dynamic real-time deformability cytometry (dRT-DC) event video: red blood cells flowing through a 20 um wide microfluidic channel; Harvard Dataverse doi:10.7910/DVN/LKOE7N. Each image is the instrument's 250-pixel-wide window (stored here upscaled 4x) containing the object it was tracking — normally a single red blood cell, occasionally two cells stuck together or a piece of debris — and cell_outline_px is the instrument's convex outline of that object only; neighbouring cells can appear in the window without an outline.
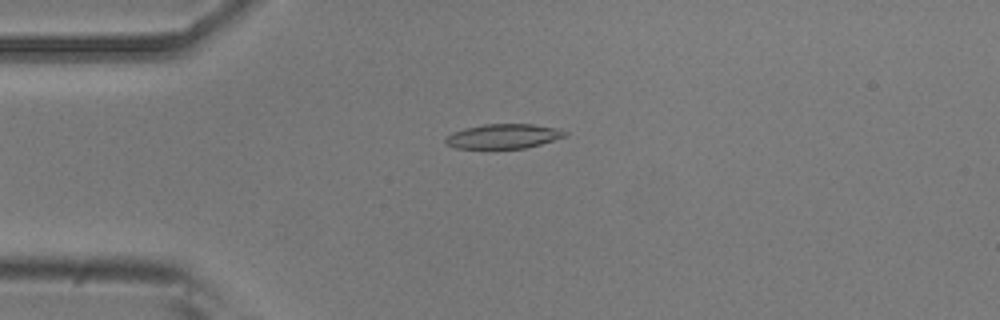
{"species": "common noctule bat (a hibernating species)", "species_latin": "Nyctalus noctula", "temperature_condition": "room temperature", "stored_images_in_passage": 52, "camera_frame_rate_fps": 3000, "um_per_image_px": 0.085, "animal": {"sex": "male", "body_mass_g": 20.5, "forearm_length_mm": 52.5}, "frame": {"image": 1, "passage_image": 12, "time_ms": 3.667, "image_size_px": [1000, 320], "cell_outline_px": [[568, 136], [540, 144], [524, 148], [456, 148], [448, 144], [444, 140], [452, 132], [464, 128], [484, 124], [532, 124], [556, 128], [568, 132]], "centroid_in_image_um": [42.81, 11.57], "position_along_channel_um": 42.2, "area_um2": 16.99}}
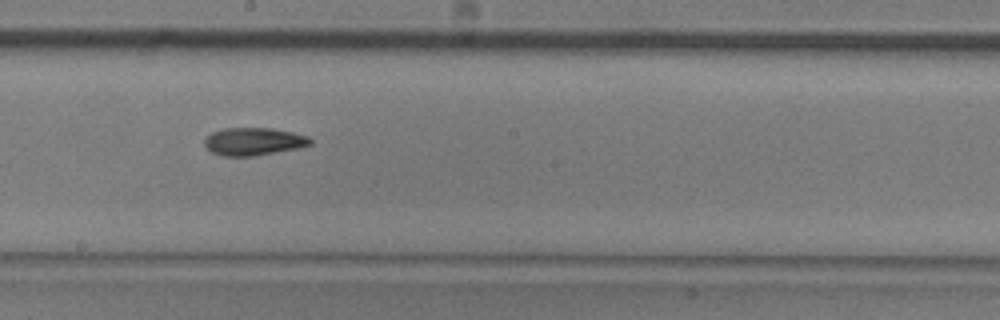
{"frame": {"image": 2, "passage_image": 28, "time_ms": 9.0, "image_size_px": [1000, 320], "cell_outline_px": [[312, 144], [296, 148], [252, 156], [224, 156], [212, 152], [204, 144], [204, 140], [212, 132], [224, 128], [272, 128], [292, 132], [308, 136], [312, 140]], "centroid_in_image_um": [21.55, 12.01], "position_along_channel_um": 226.6, "area_um2": 16.88}}
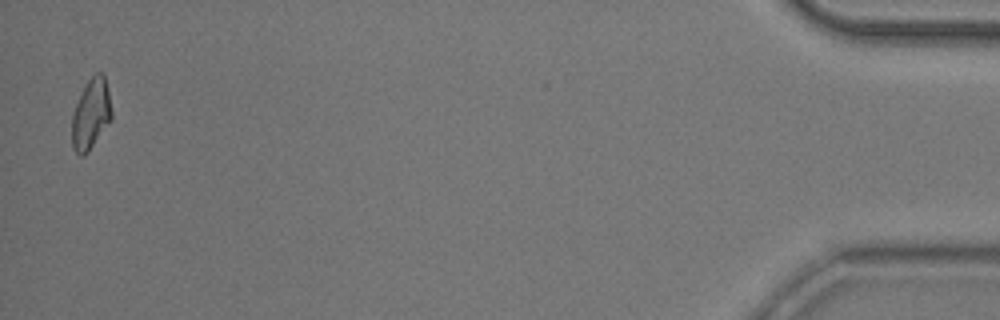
{"frame": {"image": 3, "passage_image": 51, "time_ms": 16.667, "image_size_px": [1000, 320], "cell_outline_px": [[112, 116], [88, 152], [84, 156], [80, 156], [72, 148], [72, 112], [88, 80], [96, 72], [104, 72], [112, 112]], "centroid_in_image_um": [7.71, 9.69], "position_along_channel_um": 427.5, "area_um2": 16.01}, "authors_computed_cell_mechanics": {"area_um2": 16.8776, "velocity_mm_per_s": 3.835, "shape_relaxation_time_tau1_ms": 10.804, "shape_relaxation_time_tau2_ms": 7.9394, "deformation_change_tau1": 0.2551, "deformation_change_tau2": 0.1342}}